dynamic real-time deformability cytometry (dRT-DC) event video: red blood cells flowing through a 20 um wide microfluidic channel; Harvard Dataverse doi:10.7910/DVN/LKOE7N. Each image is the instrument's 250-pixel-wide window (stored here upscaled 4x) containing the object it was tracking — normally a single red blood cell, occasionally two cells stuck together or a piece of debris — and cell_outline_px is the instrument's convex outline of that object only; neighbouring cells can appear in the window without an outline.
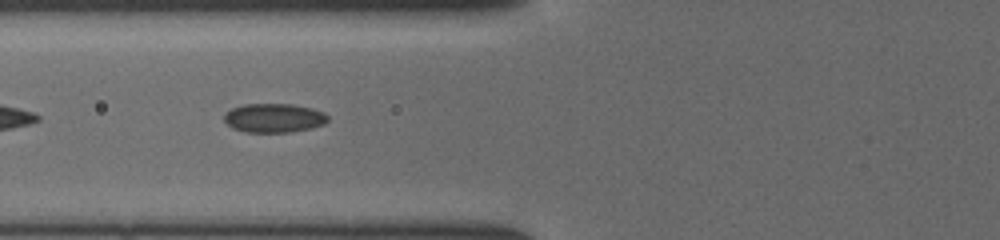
{"species": "common noctule bat (a hibernating species)", "species_latin": "Nyctalus noctula", "temperature_condition": "cold", "stored_images_in_passage": 34, "segment_of_instrument_passage": [2, 2], "camera_frame_rate_fps": 3000, "um_per_image_px": 0.085, "animal": {"sex": "female", "body_mass_g": 19.5, "forearm_length_mm": 54.1}, "frame": {"image": 1, "passage_image": 10, "time_ms": 4.333, "image_size_px": [1000, 240], "cell_outline_px": [[328, 120], [324, 124], [312, 128], [288, 132], [244, 132], [232, 128], [224, 120], [224, 116], [232, 108], [244, 104], [292, 104], [312, 108], [324, 112], [328, 116]], "centroid_in_image_um": [23.3, 10.03], "position_along_channel_um": 102.5, "area_um2": 17.51}}
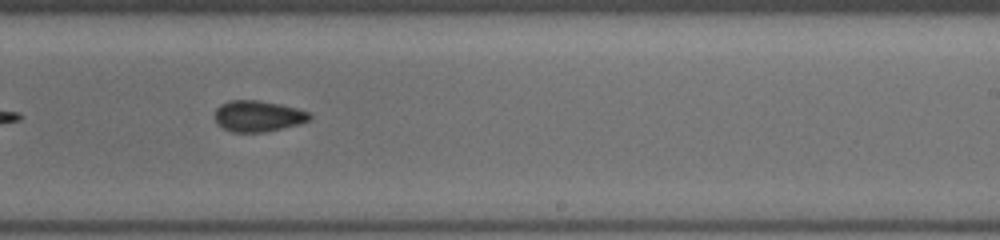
{"frame": {"image": 2, "passage_image": 19, "time_ms": 8.333, "image_size_px": [1000, 240], "cell_outline_px": [[312, 116], [308, 120], [296, 124], [268, 132], [232, 132], [216, 124], [216, 108], [220, 104], [228, 100], [256, 100], [280, 104], [296, 108], [308, 112]], "centroid_in_image_um": [21.89, 9.86], "position_along_channel_um": 267.1, "area_um2": 17.05}}
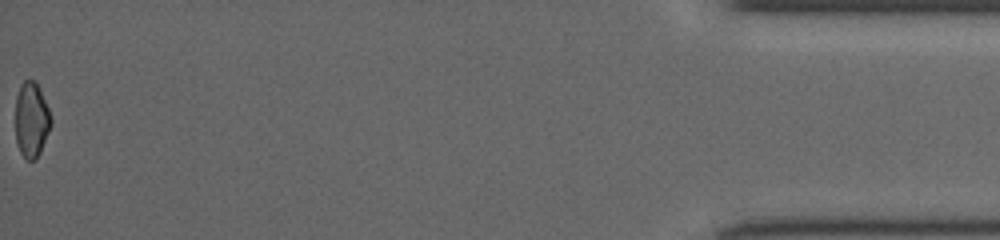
{"frame": {"image": 3, "passage_image": 34, "time_ms": 14.333, "image_size_px": [1000, 240], "cell_outline_px": [[52, 124], [40, 152], [36, 160], [28, 160], [20, 152], [16, 140], [16, 96], [20, 84], [24, 80], [36, 80], [48, 108], [52, 120]], "centroid_in_image_um": [2.68, 10.16], "position_along_channel_um": 432.5, "area_um2": 15.61}}